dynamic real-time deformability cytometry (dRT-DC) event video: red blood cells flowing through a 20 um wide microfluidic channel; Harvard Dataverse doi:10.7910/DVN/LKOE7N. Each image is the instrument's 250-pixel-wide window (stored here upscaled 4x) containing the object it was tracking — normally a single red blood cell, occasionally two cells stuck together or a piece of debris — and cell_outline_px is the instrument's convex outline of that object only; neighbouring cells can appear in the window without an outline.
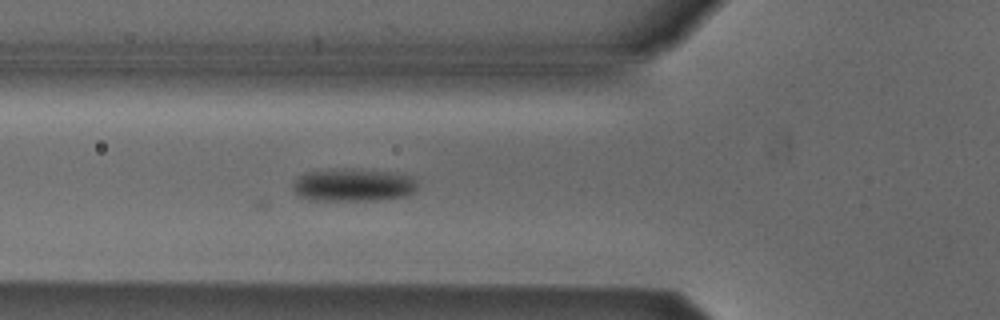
{"species": "Egyptian fruit bat (a non-hibernating species)", "species_latin": "Rousettus aegyptiacus", "temperature_condition": "cold", "stored_images_in_passage": 14, "camera_frame_rate_fps": 3000, "um_per_image_px": 0.085, "animal": {"sex": "male"}, "frame": {"image": 1, "passage_image": 4, "time_ms": 1.0, "image_size_px": [1000, 320], "cell_outline_px": [[416, 188], [408, 196], [376, 200], [308, 200], [296, 196], [292, 188], [292, 184], [300, 176], [308, 172], [348, 168], [352, 168], [392, 172], [412, 176], [416, 180]], "centroid_in_image_um": [30.02, 15.73], "position_along_channel_um": 95.8, "area_um2": 23.99}}
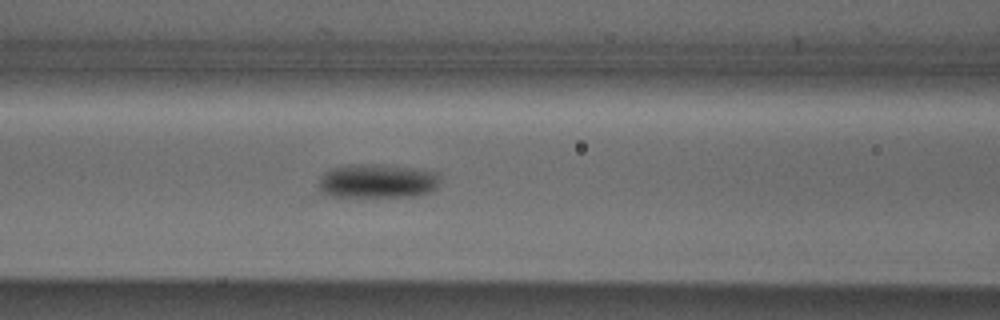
{"frame": {"image": 2, "passage_image": 7, "time_ms": 2.0, "image_size_px": [1000, 320], "cell_outline_px": [[440, 180], [436, 188], [432, 192], [416, 196], [328, 196], [320, 192], [320, 176], [328, 168], [344, 164], [380, 164], [412, 168], [440, 172]], "centroid_in_image_um": [32.08, 15.37], "position_along_channel_um": 134.5, "area_um2": 24.51}}